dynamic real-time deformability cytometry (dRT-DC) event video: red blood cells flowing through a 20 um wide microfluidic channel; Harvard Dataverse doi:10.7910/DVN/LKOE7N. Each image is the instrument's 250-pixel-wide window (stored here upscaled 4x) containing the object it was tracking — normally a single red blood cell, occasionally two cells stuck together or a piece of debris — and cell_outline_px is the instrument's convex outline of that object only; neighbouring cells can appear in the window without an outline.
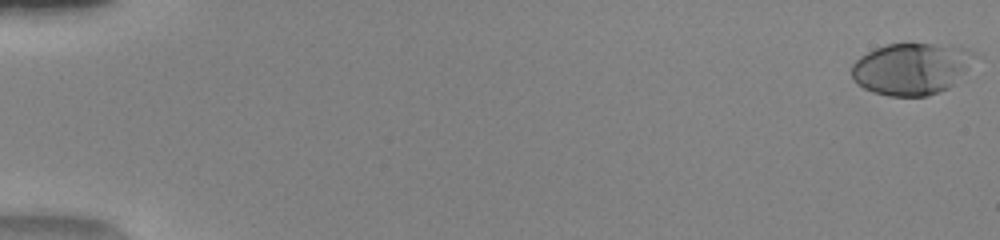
{"species": "human", "species_latin": "Homo sapiens", "temperature_condition": "warm", "stored_images_in_passage": 52, "camera_frame_rate_fps": 3000, "um_per_image_px": 0.085, "donor": {"sex": "female"}, "frame": {"image": 1, "passage_image": 1, "time_ms": 0.0, "image_size_px": [1000, 240], "cell_outline_px": [[980, 56], [948, 88], [940, 92], [928, 96], [888, 96], [872, 92], [856, 84], [852, 76], [852, 64], [860, 56], [876, 48], [888, 44], [932, 44], [968, 48], [976, 52]], "centroid_in_image_um": [77.49, 5.84], "position_along_channel_um": 7.5, "area_um2": 37.22}}
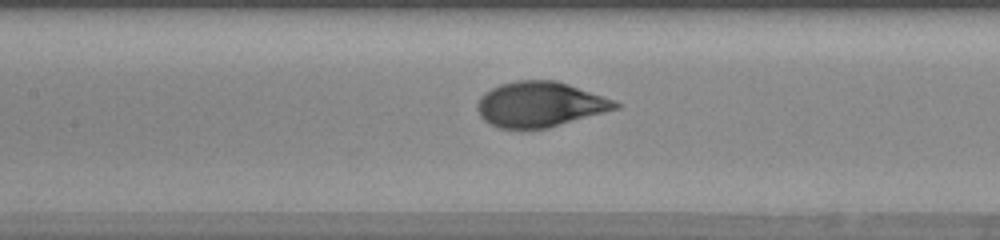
{"frame": {"image": 2, "passage_image": 26, "time_ms": 8.333, "image_size_px": [1000, 240], "cell_outline_px": [[624, 104], [620, 108], [548, 128], [500, 128], [488, 124], [480, 116], [476, 108], [476, 104], [480, 96], [484, 92], [500, 84], [516, 80], [556, 80], [568, 84]], "centroid_in_image_um": [45.87, 8.87], "position_along_channel_um": 161.5, "area_um2": 36.41}}
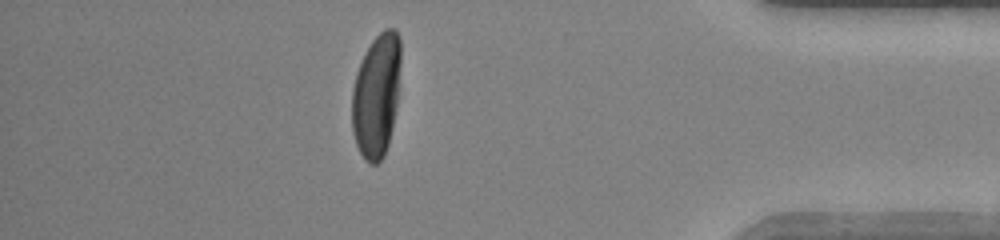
{"frame": {"image": 3, "passage_image": 46, "time_ms": 15.0, "image_size_px": [1000, 240], "cell_outline_px": [[400, 64], [396, 104], [392, 128], [388, 144], [384, 156], [376, 164], [368, 164], [364, 160], [356, 144], [352, 132], [352, 88], [356, 72], [364, 52], [372, 40], [384, 28], [396, 28], [400, 36]], "centroid_in_image_um": [31.98, 8.09], "position_along_channel_um": 403.2, "area_um2": 35.37}, "authors_computed_cell_mechanics": {"area_um2": 36.0961, "velocity_mm_per_s": 4.1085, "shape_relaxation_time_tau1_ms": 3.1299, "shape_relaxation_time_tau2_ms": null, "deformation_change_tau1": 0.2258, "deformation_change_tau2": null}}